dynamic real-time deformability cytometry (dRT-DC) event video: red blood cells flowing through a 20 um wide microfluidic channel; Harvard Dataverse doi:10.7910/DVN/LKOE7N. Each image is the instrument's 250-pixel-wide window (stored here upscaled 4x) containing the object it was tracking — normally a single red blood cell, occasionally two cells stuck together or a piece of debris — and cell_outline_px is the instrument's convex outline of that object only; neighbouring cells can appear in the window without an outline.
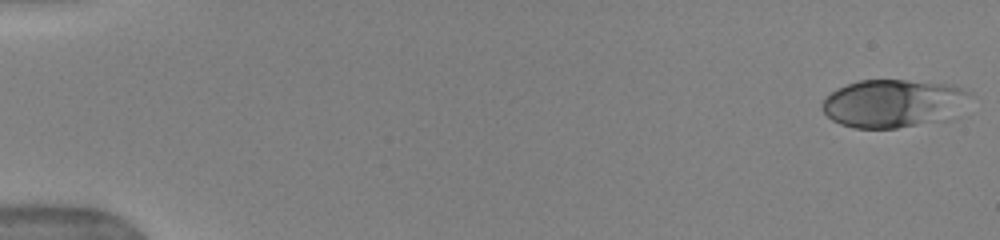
{"species": "human", "species_latin": "Homo sapiens", "temperature_condition": "warm", "stored_images_in_passage": 51, "camera_frame_rate_fps": 3000, "um_per_image_px": 0.085, "donor": {"sex": "female"}, "frame": {"image": 1, "passage_image": 1, "time_ms": 0.0, "image_size_px": [1000, 240], "cell_outline_px": [[972, 92], [960, 116], [956, 120], [896, 128], [852, 128], [840, 124], [832, 120], [820, 108], [824, 100], [836, 88], [860, 80], [904, 80], [956, 84]], "centroid_in_image_um": [76.07, 8.8], "position_along_channel_um": 8.9, "area_um2": 42.6}}
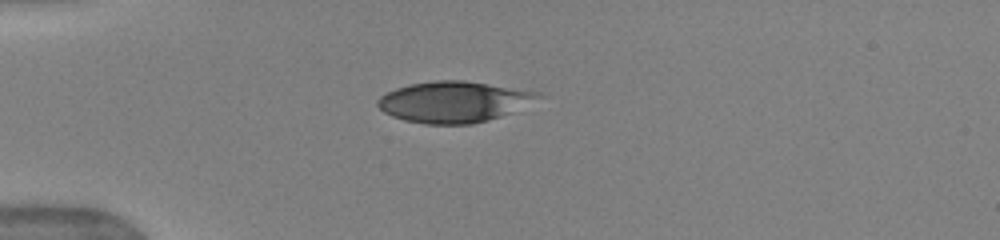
{"frame": {"image": 2, "passage_image": 14, "time_ms": 4.333, "image_size_px": [1000, 240], "cell_outline_px": [[548, 96], [512, 112], [488, 120], [472, 124], [424, 124], [404, 120], [392, 116], [384, 112], [376, 104], [376, 100], [380, 96], [396, 88], [408, 84], [432, 80], [464, 80], [540, 92]], "centroid_in_image_um": [38.6, 8.65], "position_along_channel_um": 46.4, "area_um2": 38.67}}
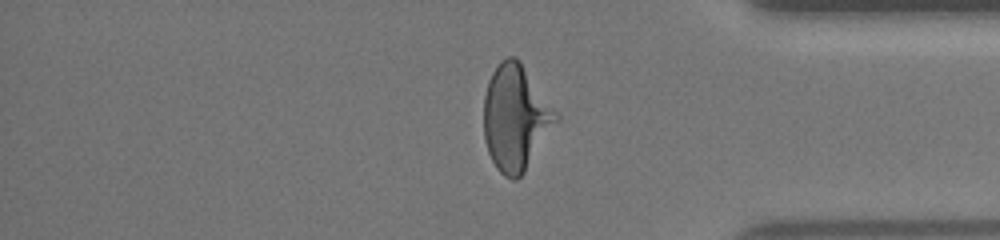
{"frame": {"image": 3, "passage_image": 43, "time_ms": 14.0, "image_size_px": [1000, 240], "cell_outline_px": [[560, 120], [524, 172], [516, 180], [512, 180], [504, 176], [496, 168], [488, 152], [484, 140], [484, 96], [488, 80], [492, 72], [500, 60], [508, 56], [512, 56], [520, 60], [560, 116]], "centroid_in_image_um": [43.83, 10.01], "position_along_channel_um": 391.4, "area_um2": 44.74}, "authors_computed_cell_mechanics": {"area_um2": 40.6334, "velocity_mm_per_s": 3.964, "shape_relaxation_time_tau1_ms": 3.927, "shape_relaxation_time_tau2_ms": null, "deformation_change_tau1": 0.1777, "deformation_change_tau2": null}}